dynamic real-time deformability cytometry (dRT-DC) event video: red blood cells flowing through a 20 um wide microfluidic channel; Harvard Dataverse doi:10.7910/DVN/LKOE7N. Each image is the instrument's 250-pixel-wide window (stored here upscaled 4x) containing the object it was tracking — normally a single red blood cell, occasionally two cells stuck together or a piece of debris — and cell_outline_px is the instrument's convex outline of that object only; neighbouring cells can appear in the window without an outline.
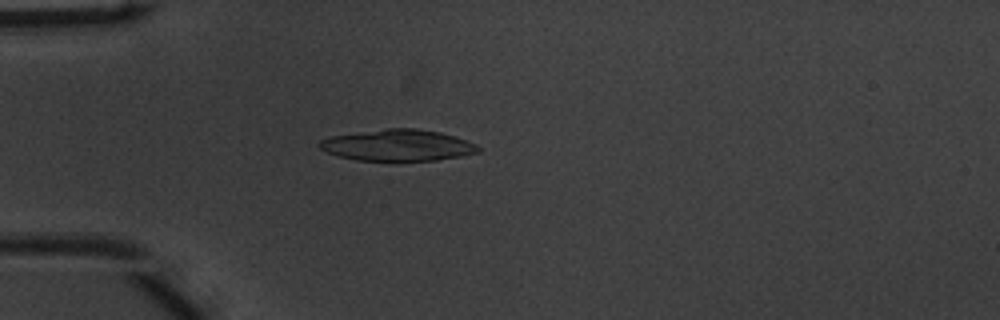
{"species": "common noctule bat (a hibernating species)", "species_latin": "Nyctalus noctula", "temperature_condition": "warm", "stored_images_in_passage": 46, "camera_frame_rate_fps": 3000, "um_per_image_px": 0.085, "animal": {"sex": "male", "body_mass_g": 20.1, "forearm_length_mm": 53.5}, "frame": {"image": 1, "passage_image": 9, "time_ms": 2.667, "image_size_px": [1000, 320], "cell_outline_px": [[480, 152], [460, 156], [436, 160], [356, 160], [340, 156], [328, 152], [320, 148], [316, 144], [320, 140], [332, 136], [388, 128], [416, 128], [440, 132], [476, 144], [480, 148]], "centroid_in_image_um": [33.81, 12.34], "position_along_channel_um": 51.2, "area_um2": 28.61}}